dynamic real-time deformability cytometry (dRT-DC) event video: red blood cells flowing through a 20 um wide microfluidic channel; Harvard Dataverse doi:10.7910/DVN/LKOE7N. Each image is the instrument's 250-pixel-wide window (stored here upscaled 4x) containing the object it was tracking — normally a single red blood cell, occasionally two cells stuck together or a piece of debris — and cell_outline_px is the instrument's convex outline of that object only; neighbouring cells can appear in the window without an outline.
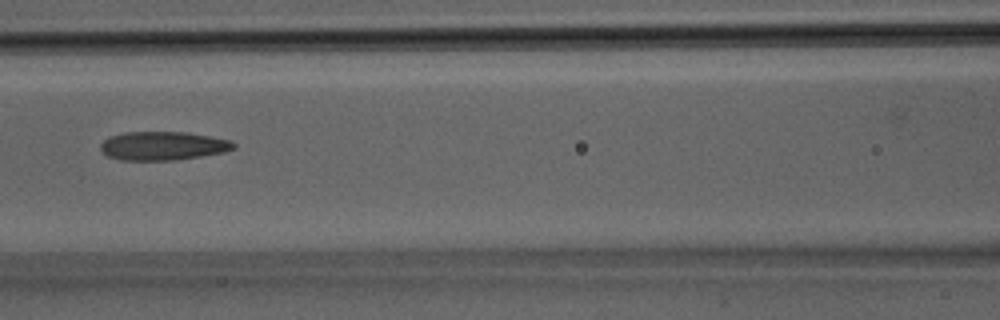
{"species": "Egyptian fruit bat (a non-hibernating species)", "species_latin": "Rousettus aegyptiacus", "temperature_condition": "room temperature", "stored_images_in_passage": 26, "camera_frame_rate_fps": 3000, "um_per_image_px": 0.085, "animal": {"sex": "male"}, "frame": {"image": 1, "passage_image": 8, "time_ms": 2.333, "image_size_px": [1000, 320], "cell_outline_px": [[236, 148], [224, 152], [176, 160], [120, 160], [108, 156], [100, 148], [100, 144], [104, 140], [112, 136], [124, 132], [184, 132], [232, 140], [236, 144]], "centroid_in_image_um": [13.87, 12.4], "position_along_channel_um": 152.7, "area_um2": 22.14}}
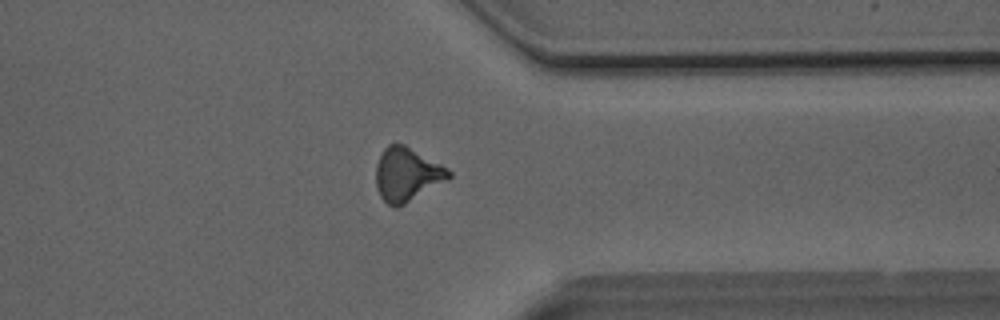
{"frame": {"image": 2, "passage_image": 19, "time_ms": 6.0, "image_size_px": [1000, 320], "cell_outline_px": [[452, 176], [448, 180], [404, 204], [396, 208], [388, 204], [380, 196], [376, 188], [376, 164], [384, 148], [388, 144], [404, 144], [448, 168], [452, 172]], "centroid_in_image_um": [34.59, 14.83], "position_along_channel_um": 376.8, "area_um2": 22.72}}
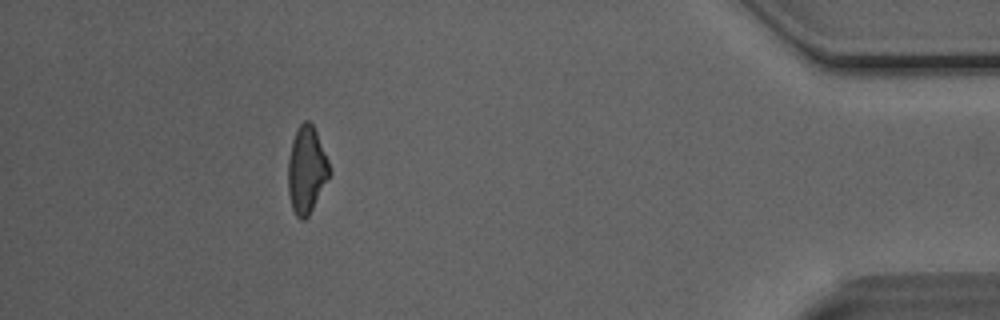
{"frame": {"image": 3, "passage_image": 23, "time_ms": 7.333, "image_size_px": [1000, 320], "cell_outline_px": [[332, 172], [308, 216], [304, 220], [300, 220], [296, 216], [292, 208], [288, 192], [288, 160], [292, 140], [300, 124], [304, 120], [308, 120], [312, 124], [316, 132], [328, 160]], "centroid_in_image_um": [26.05, 14.45], "position_along_channel_um": 409.1, "area_um2": 20.87}}